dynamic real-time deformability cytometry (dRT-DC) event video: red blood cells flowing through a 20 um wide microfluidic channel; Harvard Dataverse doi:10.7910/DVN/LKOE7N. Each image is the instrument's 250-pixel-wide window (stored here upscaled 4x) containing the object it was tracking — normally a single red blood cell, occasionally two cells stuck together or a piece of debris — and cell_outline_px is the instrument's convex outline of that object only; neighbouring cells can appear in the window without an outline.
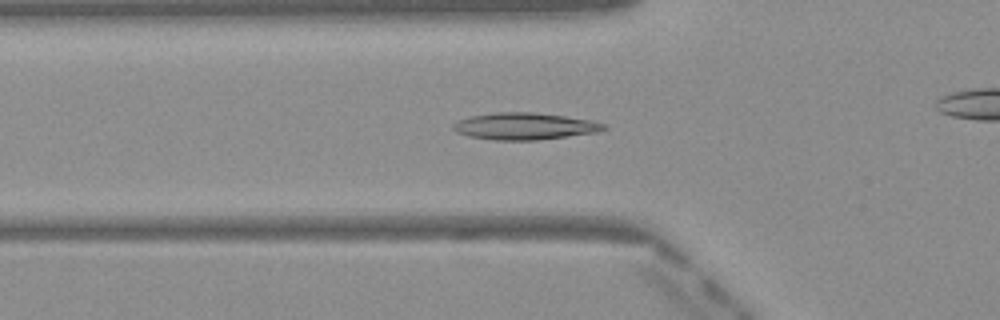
{"species": "Egyptian fruit bat (a non-hibernating species)", "species_latin": "Rousettus aegyptiacus", "temperature_condition": "warm", "stored_images_in_passage": 37, "camera_frame_rate_fps": 3000, "um_per_image_px": 0.085, "frame": {"image": 1, "passage_image": 9, "time_ms": 2.667, "image_size_px": [1000, 320], "cell_outline_px": [[608, 128], [596, 132], [568, 136], [536, 140], [492, 140], [468, 136], [456, 132], [452, 128], [452, 124], [456, 120], [472, 116], [496, 112], [532, 112], [564, 116], [592, 120], [608, 124]], "centroid_in_image_um": [44.58, 10.73], "position_along_channel_um": 81.2, "area_um2": 23.7}}
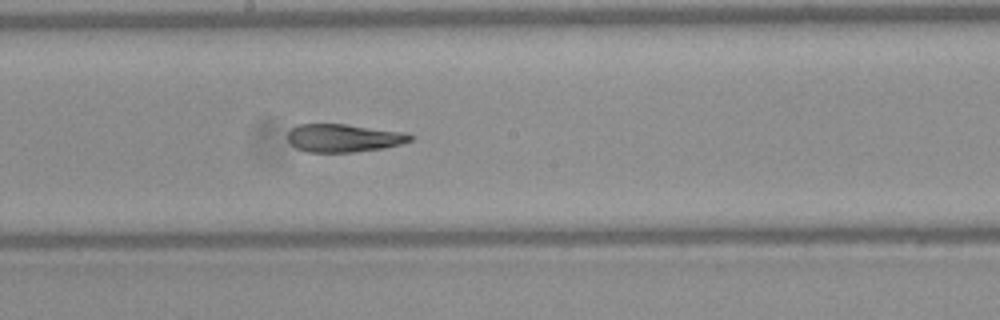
{"frame": {"image": 2, "passage_image": 19, "time_ms": 6.0, "image_size_px": [1000, 320], "cell_outline_px": [[416, 136], [412, 140], [400, 144], [384, 148], [352, 152], [308, 152], [296, 148], [288, 140], [288, 132], [292, 128], [300, 124], [348, 124], [408, 132]], "centroid_in_image_um": [29.28, 11.72], "position_along_channel_um": 218.9, "area_um2": 20.23}}
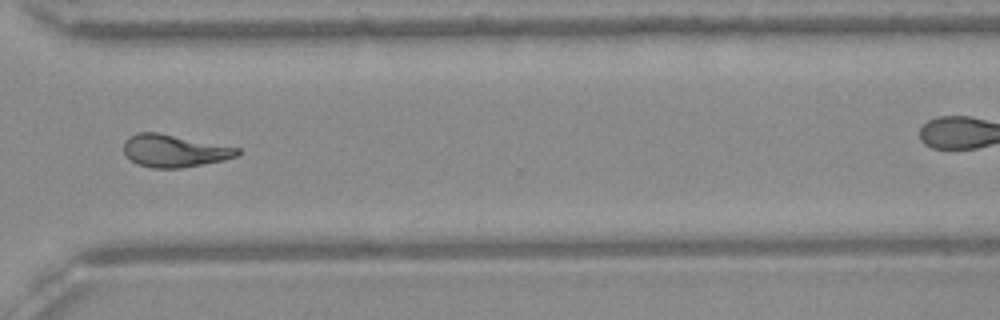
{"frame": {"image": 3, "passage_image": 29, "time_ms": 9.333, "image_size_px": [1000, 320], "cell_outline_px": [[240, 152], [236, 156], [224, 160], [180, 168], [152, 168], [136, 164], [124, 152], [124, 140], [128, 136], [136, 132], [156, 132], [240, 148]], "centroid_in_image_um": [14.78, 12.81], "position_along_channel_um": 355.8, "area_um2": 21.39}, "authors_computed_cell_mechanics": {"area_um2": 21.3282, "velocity_mm_per_s": 4.0996, "shape_relaxation_time_tau1_ms": 10.9549, "shape_relaxation_time_tau2_ms": 3.2434, "deformation_change_tau1": 0.2954, "deformation_change_tau2": 0.1002}}